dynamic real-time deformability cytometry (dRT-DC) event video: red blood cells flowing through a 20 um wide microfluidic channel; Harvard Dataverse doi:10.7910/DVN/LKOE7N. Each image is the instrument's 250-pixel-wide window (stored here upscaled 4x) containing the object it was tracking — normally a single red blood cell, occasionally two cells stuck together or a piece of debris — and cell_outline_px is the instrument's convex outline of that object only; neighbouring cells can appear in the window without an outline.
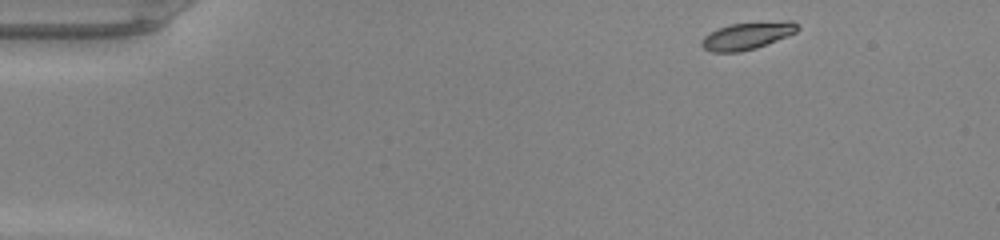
{"species": "common noctule bat (a hibernating species)", "species_latin": "Nyctalus noctula", "temperature_condition": "warm", "stored_images_in_passage": 44, "camera_frame_rate_fps": 3000, "um_per_image_px": 0.085, "animal": {"sex": "male", "body_mass_g": 20.0, "forearm_length_mm": 53.3}, "frame": {"image": 1, "passage_image": 1, "time_ms": 0.0, "image_size_px": [1000, 240], "cell_outline_px": [[800, 28], [796, 32], [788, 36], [756, 48], [740, 52], [712, 52], [704, 48], [700, 44], [700, 40], [704, 36], [728, 24], [788, 20], [792, 20]], "centroid_in_image_um": [63.52, 3.04], "position_along_channel_um": 21.5, "area_um2": 15.26}}
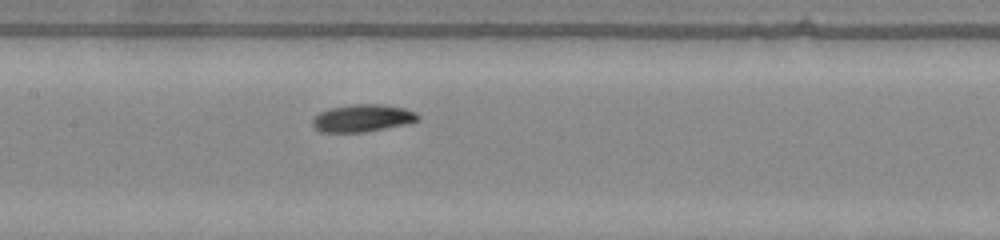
{"frame": {"image": 2, "passage_image": 19, "time_ms": 6.0, "image_size_px": [1000, 240], "cell_outline_px": [[420, 120], [404, 124], [364, 132], [320, 132], [312, 124], [312, 120], [320, 112], [332, 108], [352, 104], [384, 104], [404, 108], [416, 112], [420, 116]], "centroid_in_image_um": [30.84, 10.03], "position_along_channel_um": 176.6, "area_um2": 16.7}}
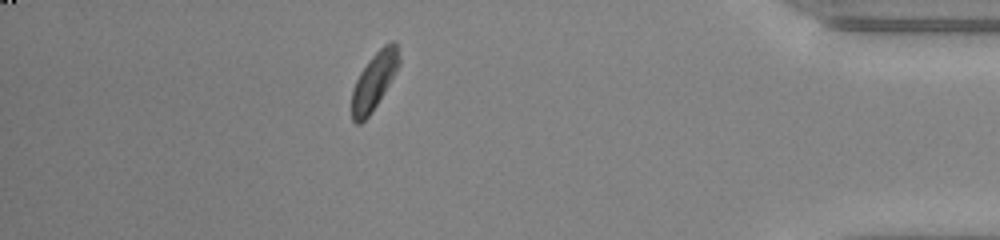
{"frame": {"image": 3, "passage_image": 38, "time_ms": 12.333, "image_size_px": [1000, 240], "cell_outline_px": [[400, 64], [384, 92], [368, 116], [360, 124], [356, 124], [352, 120], [352, 88], [360, 72], [368, 60], [384, 44], [392, 40], [396, 40], [400, 56]], "centroid_in_image_um": [31.81, 6.84], "position_along_channel_um": 403.4, "area_um2": 15.66}, "authors_computed_cell_mechanics": {"area_um2": 16.0395, "velocity_mm_per_s": 4.2247, "shape_relaxation_time_tau1_ms": 2.1246, "shape_relaxation_time_tau2_ms": null, "deformation_change_tau1": 0.0981, "deformation_change_tau2": null}}